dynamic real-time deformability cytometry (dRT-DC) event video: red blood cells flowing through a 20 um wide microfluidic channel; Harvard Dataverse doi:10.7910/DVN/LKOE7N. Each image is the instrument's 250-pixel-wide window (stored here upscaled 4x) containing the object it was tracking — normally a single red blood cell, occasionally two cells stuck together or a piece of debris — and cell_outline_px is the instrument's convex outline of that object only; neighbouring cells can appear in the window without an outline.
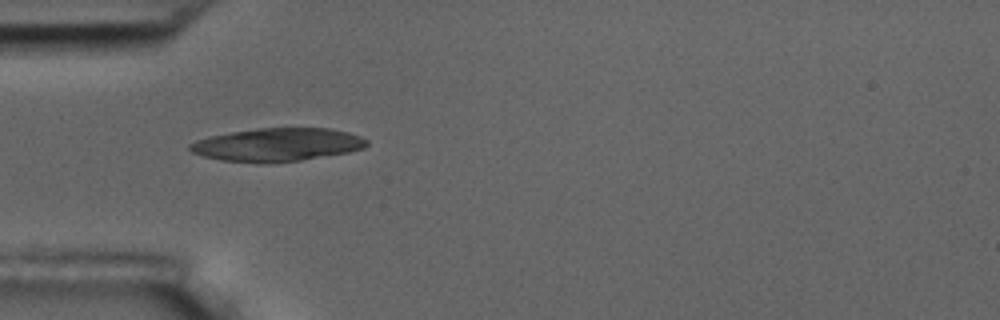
{"species": "common noctule bat (a hibernating species)", "species_latin": "Nyctalus noctula", "temperature_condition": "room temperature", "stored_images_in_passage": 39, "camera_frame_rate_fps": 3000, "um_per_image_px": 0.085, "animal": {"sex": "male", "body_mass_g": 17.5, "forearm_length_mm": 52.3}, "frame": {"image": 1, "passage_image": 1, "time_ms": 0.0, "image_size_px": [1000, 320], "cell_outline_px": [[368, 144], [364, 148], [348, 152], [300, 160], [268, 164], [260, 164], [220, 160], [204, 156], [192, 152], [188, 148], [188, 144], [196, 140], [208, 136], [256, 128], [328, 128], [348, 132], [360, 136], [368, 140]], "centroid_in_image_um": [23.54, 12.31], "position_along_channel_um": 61.5, "area_um2": 34.45}}
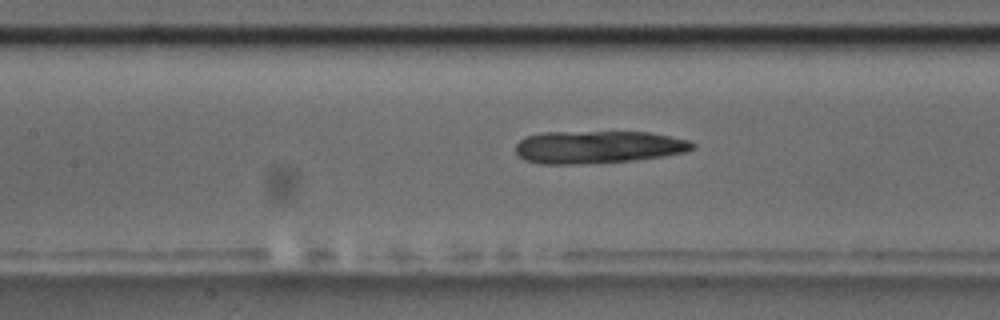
{"frame": {"image": 2, "passage_image": 9, "time_ms": 2.667, "image_size_px": [1000, 320], "cell_outline_px": [[696, 144], [692, 148], [684, 152], [664, 156], [636, 160], [576, 164], [540, 164], [524, 160], [516, 152], [516, 144], [520, 140], [528, 136], [540, 132], [648, 132], [688, 140]], "centroid_in_image_um": [50.8, 12.5], "position_along_channel_um": 156.6, "area_um2": 33.52}}
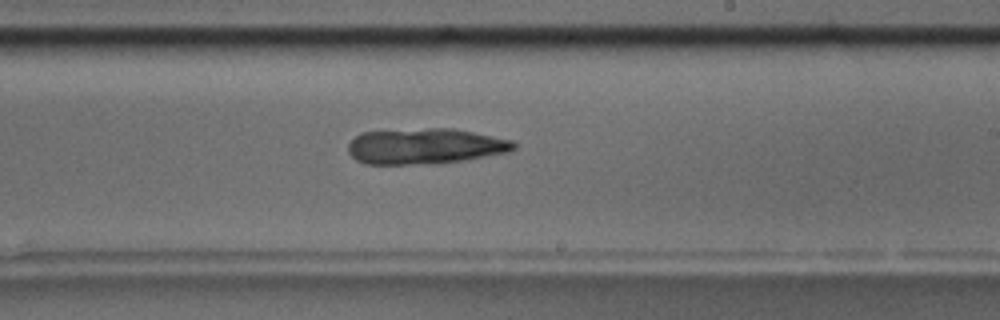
{"frame": {"image": 3, "passage_image": 17, "time_ms": 5.333, "image_size_px": [1000, 320], "cell_outline_px": [[516, 148], [508, 152], [464, 160], [408, 164], [364, 164], [356, 160], [348, 152], [348, 144], [360, 132], [428, 128], [452, 128], [512, 140], [516, 144]], "centroid_in_image_um": [36.1, 12.42], "position_along_channel_um": 252.9, "area_um2": 34.1}}